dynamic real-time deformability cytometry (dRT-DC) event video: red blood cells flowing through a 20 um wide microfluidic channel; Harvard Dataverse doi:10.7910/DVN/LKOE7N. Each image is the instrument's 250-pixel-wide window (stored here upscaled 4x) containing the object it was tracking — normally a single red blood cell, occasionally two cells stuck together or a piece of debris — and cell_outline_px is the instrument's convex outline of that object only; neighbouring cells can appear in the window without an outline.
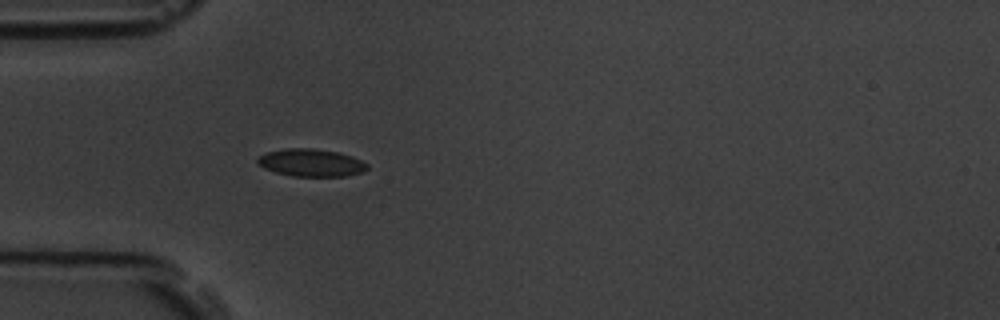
{"species": "common noctule bat (a hibernating species)", "species_latin": "Nyctalus noctula", "temperature_condition": "room temperature", "stored_images_in_passage": 1, "camera_frame_rate_fps": 3000, "um_per_image_px": 0.085, "animal": {"sex": "male", "body_mass_g": 19.5, "forearm_length_mm": 54.6}, "frame": {"image": 1, "passage_image": 1, "time_ms": 0.0, "image_size_px": [1000, 320], "cell_outline_px": [[368, 168], [364, 172], [344, 176], [292, 176], [276, 172], [264, 168], [256, 160], [256, 156], [268, 152], [284, 148], [312, 148], [340, 152], [352, 156], [368, 164]], "centroid_in_image_um": [26.45, 13.82], "position_along_channel_um": 58.6, "area_um2": 17.69}}